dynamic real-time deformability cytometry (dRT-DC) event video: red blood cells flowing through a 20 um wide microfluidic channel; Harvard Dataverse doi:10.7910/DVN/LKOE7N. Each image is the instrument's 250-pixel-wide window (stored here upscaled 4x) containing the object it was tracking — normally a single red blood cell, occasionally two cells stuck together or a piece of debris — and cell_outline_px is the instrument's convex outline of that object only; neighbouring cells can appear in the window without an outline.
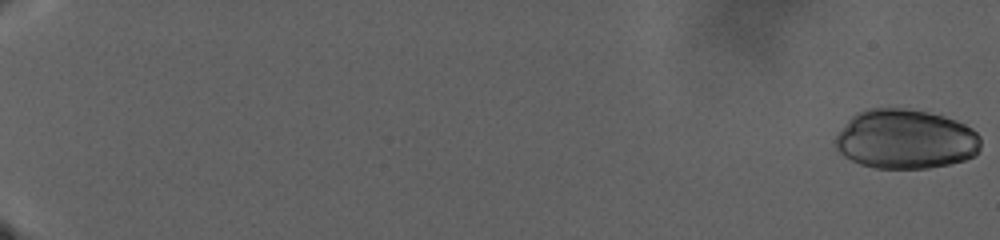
{"species": "human", "species_latin": "Homo sapiens", "temperature_condition": "warm", "stored_images_in_passage": 116, "camera_frame_rate_fps": 3000, "um_per_image_px": 0.085, "donor": {"sex": "male"}, "frame": {"image": 1, "passage_image": 1, "time_ms": 0.0, "image_size_px": [1000, 240], "cell_outline_px": [[980, 148], [972, 156], [964, 160], [948, 164], [924, 168], [880, 168], [864, 164], [852, 160], [840, 148], [836, 140], [840, 132], [856, 116], [864, 112], [880, 108], [892, 108], [924, 112], [940, 116], [952, 120], [972, 128], [976, 132], [980, 140]], "centroid_in_image_um": [77.06, 11.86], "position_along_channel_um": 7.9, "area_um2": 48.21}}
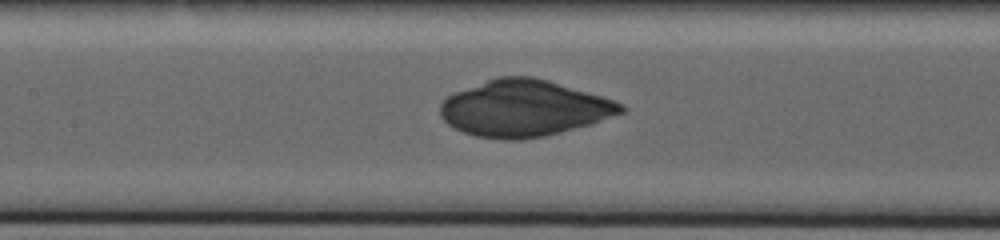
{"frame": {"image": 2, "passage_image": 70, "time_ms": 23.0, "image_size_px": [1000, 240], "cell_outline_px": [[624, 112], [592, 124], [544, 136], [516, 140], [508, 140], [476, 136], [464, 132], [448, 124], [440, 116], [440, 104], [448, 96], [456, 92], [488, 80], [500, 76], [532, 76], [548, 80], [600, 96], [612, 100], [620, 104], [624, 108]], "centroid_in_image_um": [44.53, 9.21], "position_along_channel_um": 162.9, "area_um2": 58.67}}
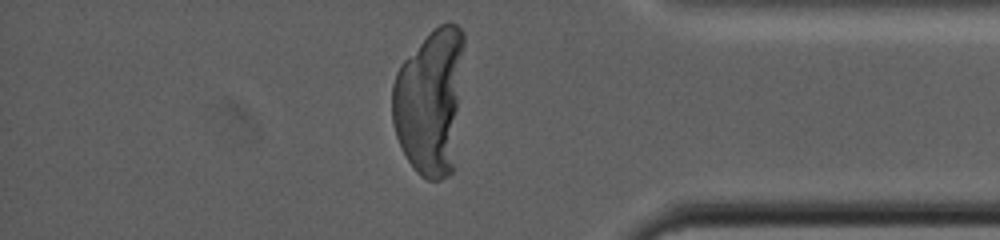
{"frame": {"image": 3, "passage_image": 112, "time_ms": 37.0, "image_size_px": [1000, 240], "cell_outline_px": [[464, 44], [452, 172], [448, 176], [440, 180], [428, 180], [420, 176], [416, 172], [400, 148], [392, 124], [392, 84], [396, 72], [400, 64], [440, 24], [456, 24], [464, 32]], "centroid_in_image_um": [36.52, 8.67], "position_along_channel_um": 398.7, "area_um2": 60.63}}